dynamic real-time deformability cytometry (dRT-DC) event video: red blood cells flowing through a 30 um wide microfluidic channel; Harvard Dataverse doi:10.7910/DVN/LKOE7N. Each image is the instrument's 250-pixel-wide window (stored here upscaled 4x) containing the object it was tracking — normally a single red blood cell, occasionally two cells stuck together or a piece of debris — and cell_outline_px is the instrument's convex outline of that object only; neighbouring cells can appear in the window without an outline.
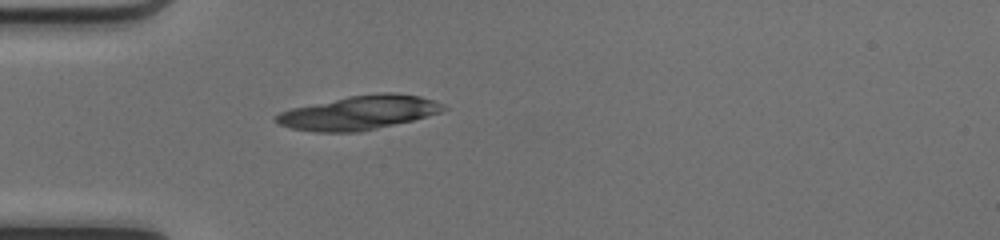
{"species": "common noctule bat (a hibernating species)", "species_latin": "Nyctalus noctula", "temperature_condition": "cold", "stored_images_in_passage": 30, "camera_frame_rate_fps": 3000, "um_per_image_px": 0.085, "animal": {"sex": "female", "body_mass_g": 17.0, "forearm_length_mm": 48.0}, "frame": {"image": 1, "passage_image": 1, "time_ms": 0.0, "image_size_px": [1000, 240], "cell_outline_px": [[448, 108], [440, 112], [412, 120], [360, 132], [316, 132], [292, 128], [280, 124], [272, 120], [280, 112], [292, 108], [348, 96], [380, 92], [396, 92], [420, 96], [444, 104]], "centroid_in_image_um": [30.52, 9.57], "position_along_channel_um": 54.5, "area_um2": 33.06}}